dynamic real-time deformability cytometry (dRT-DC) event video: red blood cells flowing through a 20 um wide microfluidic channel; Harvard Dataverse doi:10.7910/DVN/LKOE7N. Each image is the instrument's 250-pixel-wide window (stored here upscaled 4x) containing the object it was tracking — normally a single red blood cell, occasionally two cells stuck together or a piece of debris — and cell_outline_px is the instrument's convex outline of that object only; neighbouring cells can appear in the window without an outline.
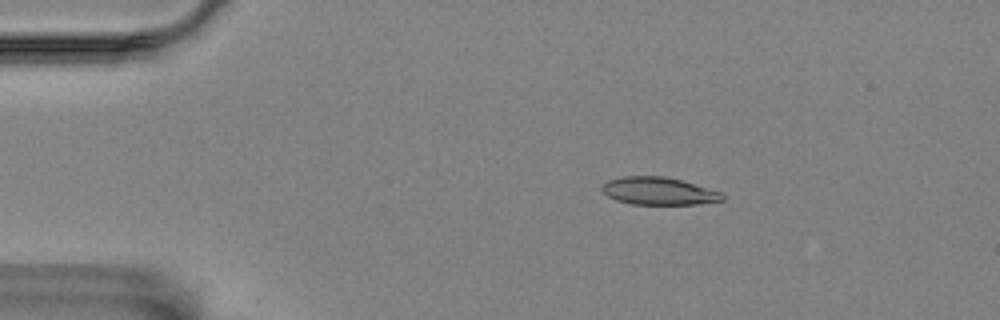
{"species": "Egyptian fruit bat (a non-hibernating species)", "species_latin": "Rousettus aegyptiacus", "temperature_condition": "room temperature", "stored_images_in_passage": 17, "camera_frame_rate_fps": 3000, "um_per_image_px": 0.085, "animal": {"sex": "female"}, "frame": {"image": 1, "passage_image": 10, "time_ms": 3.0, "image_size_px": [1000, 320], "cell_outline_px": [[724, 200], [696, 204], [632, 204], [616, 200], [608, 196], [600, 188], [608, 180], [624, 176], [664, 176], [680, 180], [724, 192]], "centroid_in_image_um": [56.01, 16.24], "position_along_channel_um": 29.0, "area_um2": 19.31}}